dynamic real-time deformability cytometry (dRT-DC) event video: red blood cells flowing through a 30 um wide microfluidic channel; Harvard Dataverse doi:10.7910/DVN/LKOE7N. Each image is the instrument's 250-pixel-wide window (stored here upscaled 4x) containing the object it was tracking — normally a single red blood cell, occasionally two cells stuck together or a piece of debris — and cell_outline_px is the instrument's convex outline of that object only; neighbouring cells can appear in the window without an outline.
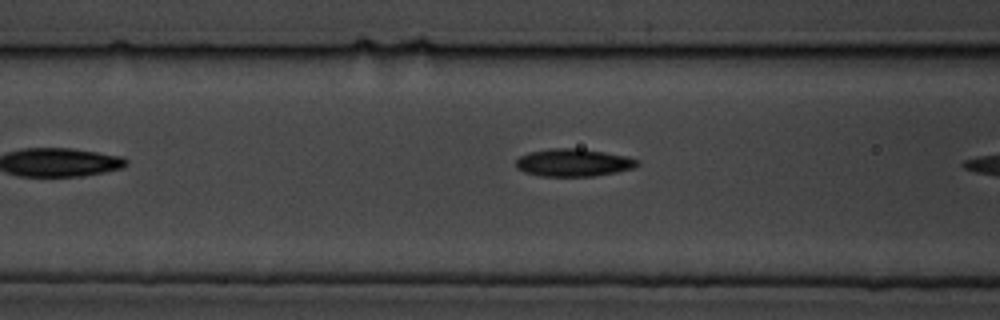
{"species": "common noctule bat (a hibernating species)", "species_latin": "Nyctalus noctula", "temperature_condition": "cold", "stored_images_in_passage": 7, "camera_frame_rate_fps": 3000, "um_per_image_px": 0.085, "animal": {"sex": "male", "body_mass_g": 19.5, "forearm_length_mm": 54.6}, "frame": {"image": 1, "passage_image": 5, "time_ms": 1.333, "image_size_px": [1000, 320], "cell_outline_px": [[640, 164], [636, 168], [616, 172], [592, 176], [540, 176], [524, 172], [516, 168], [516, 160], [520, 156], [528, 152], [552, 148], [580, 148], [628, 156], [640, 160]], "centroid_in_image_um": [48.77, 13.82], "position_along_channel_um": 117.8, "area_um2": 19.77}}